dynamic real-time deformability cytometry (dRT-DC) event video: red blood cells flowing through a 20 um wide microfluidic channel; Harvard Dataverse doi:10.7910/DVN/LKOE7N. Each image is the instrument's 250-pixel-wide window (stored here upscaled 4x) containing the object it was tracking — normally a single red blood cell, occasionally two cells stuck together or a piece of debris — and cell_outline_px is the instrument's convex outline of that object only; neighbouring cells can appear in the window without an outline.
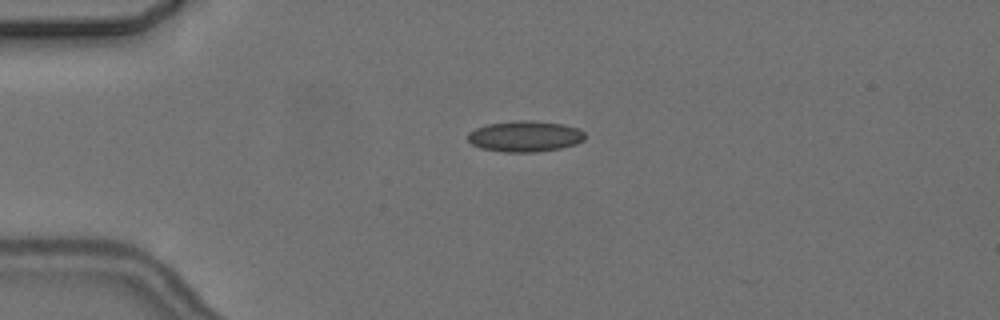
{"species": "common noctule bat (a hibernating species)", "species_latin": "Nyctalus noctula", "temperature_condition": "cold", "stored_images_in_passage": 6, "camera_frame_rate_fps": 3000, "um_per_image_px": 0.085, "animal": {"sex": "female", "body_mass_g": 24.6, "forearm_length_mm": 56.2}, "frame": {"image": 1, "passage_image": 4, "time_ms": 4.333, "image_size_px": [1000, 320], "cell_outline_px": [[584, 140], [576, 144], [560, 148], [536, 152], [504, 152], [480, 148], [472, 144], [468, 140], [468, 132], [476, 128], [488, 124], [512, 120], [528, 120], [564, 124], [580, 128], [584, 132]], "centroid_in_image_um": [44.63, 11.58], "position_along_channel_um": 40.4, "area_um2": 21.27}}
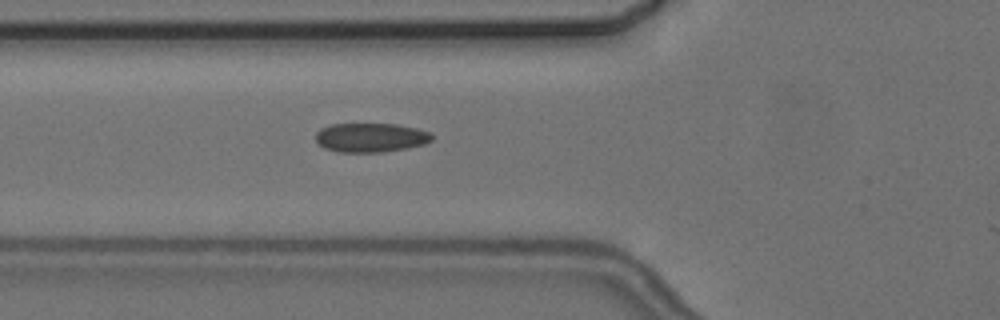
{"frame": {"image": 2, "passage_image": 6, "time_ms": 6.667, "image_size_px": [1000, 320], "cell_outline_px": [[432, 140], [424, 144], [408, 148], [380, 152], [340, 152], [324, 148], [316, 140], [316, 132], [320, 128], [328, 124], [396, 124], [416, 128], [432, 132]], "centroid_in_image_um": [31.51, 11.68], "position_along_channel_um": 94.3, "area_um2": 19.83}}